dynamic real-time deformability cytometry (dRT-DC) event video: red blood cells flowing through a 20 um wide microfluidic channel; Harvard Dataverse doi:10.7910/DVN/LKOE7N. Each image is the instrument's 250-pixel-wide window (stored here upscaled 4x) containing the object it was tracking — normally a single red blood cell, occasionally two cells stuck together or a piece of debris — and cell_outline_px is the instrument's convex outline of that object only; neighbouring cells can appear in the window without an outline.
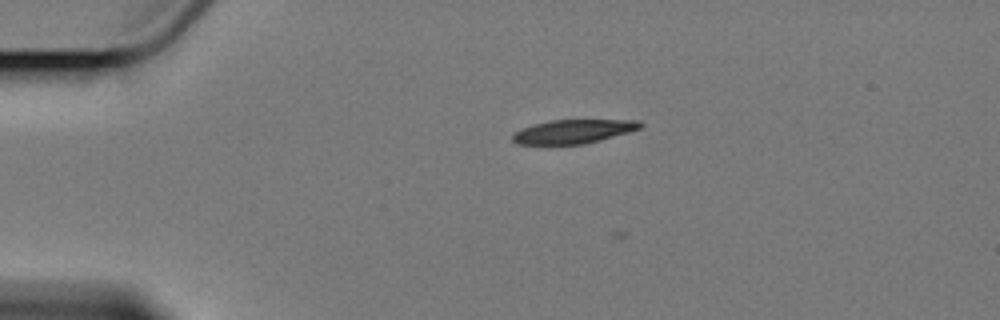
{"species": "Egyptian fruit bat (a non-hibernating species)", "species_latin": "Rousettus aegyptiacus", "temperature_condition": "cold", "stored_images_in_passage": 3, "segment_of_instrument_passage": [1, 2], "camera_frame_rate_fps": 3000, "um_per_image_px": 0.085, "animal": {"sex": "female"}, "frame": {"image": 1, "passage_image": 1, "time_ms": 0.0, "image_size_px": [1000, 320], "cell_outline_px": [[644, 124], [640, 128], [628, 132], [600, 140], [584, 144], [516, 144], [512, 140], [512, 136], [516, 132], [524, 128], [536, 124], [552, 120], [636, 120]], "centroid_in_image_um": [48.75, 11.18], "position_along_channel_um": 36.2, "area_um2": 17.4}}